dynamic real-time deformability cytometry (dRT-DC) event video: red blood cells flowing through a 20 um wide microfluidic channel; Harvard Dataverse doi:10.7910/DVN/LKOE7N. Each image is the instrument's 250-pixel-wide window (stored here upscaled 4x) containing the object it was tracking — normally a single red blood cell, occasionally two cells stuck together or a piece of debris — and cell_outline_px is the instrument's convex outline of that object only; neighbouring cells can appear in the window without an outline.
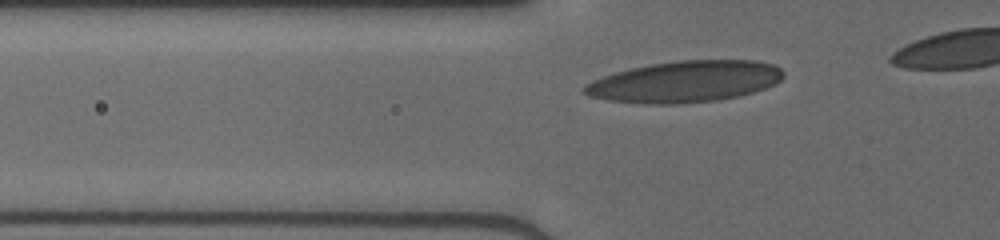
{"species": "human", "species_latin": "Homo sapiens", "temperature_condition": "cold", "stored_images_in_passage": 29, "camera_frame_rate_fps": 3000, "um_per_image_px": 0.085, "donor": {"sex": "male"}, "frame": {"image": 1, "passage_image": 4, "time_ms": 1.0, "image_size_px": [1000, 240], "cell_outline_px": [[784, 76], [780, 80], [764, 88], [752, 92], [736, 96], [716, 100], [676, 104], [644, 104], [608, 100], [588, 96], [580, 88], [584, 84], [592, 80], [616, 72], [648, 64], [676, 60], [756, 60], [772, 64], [780, 68], [784, 72]], "centroid_in_image_um": [58.17, 6.93], "position_along_channel_um": 67.6, "area_um2": 47.97}}
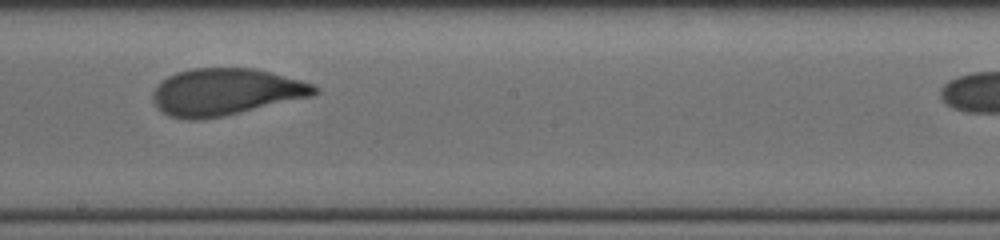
{"frame": {"image": 2, "passage_image": 16, "time_ms": 5.0, "image_size_px": [1000, 240], "cell_outline_px": [[320, 92], [312, 96], [224, 116], [200, 120], [188, 120], [168, 116], [156, 108], [152, 100], [152, 92], [168, 76], [176, 72], [192, 68], [256, 68], [272, 72], [316, 84], [320, 88]], "centroid_in_image_um": [19.19, 7.81], "position_along_channel_um": 229.0, "area_um2": 44.56}}
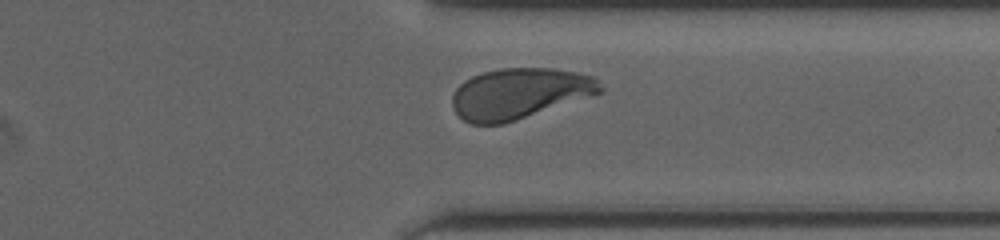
{"frame": {"image": 3, "passage_image": 26, "time_ms": 8.333, "image_size_px": [1000, 240], "cell_outline_px": [[604, 92], [592, 96], [504, 124], [472, 124], [464, 120], [452, 108], [452, 96], [456, 88], [464, 80], [472, 76], [484, 72], [500, 68], [556, 68], [596, 76], [604, 88]], "centroid_in_image_um": [44.19, 7.94], "position_along_channel_um": 367.2, "area_um2": 44.1}}